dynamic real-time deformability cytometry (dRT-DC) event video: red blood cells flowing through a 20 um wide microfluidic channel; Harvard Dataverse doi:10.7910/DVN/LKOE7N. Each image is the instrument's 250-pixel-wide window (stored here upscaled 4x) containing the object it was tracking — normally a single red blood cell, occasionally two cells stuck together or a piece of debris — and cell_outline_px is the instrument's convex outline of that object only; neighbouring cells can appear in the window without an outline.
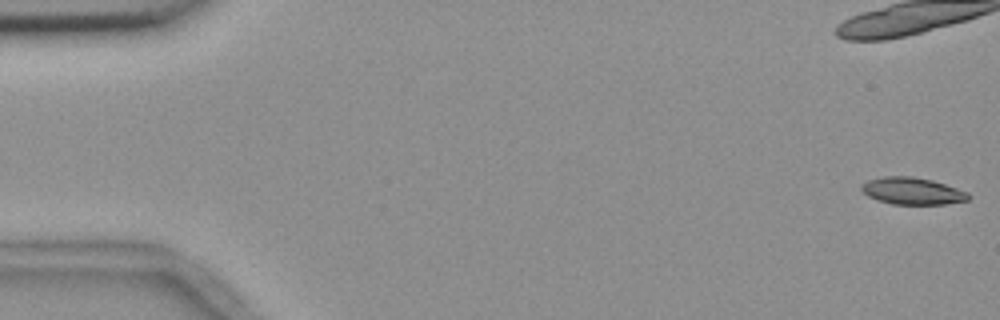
{"species": "common noctule bat (a hibernating species)", "species_latin": "Nyctalus noctula", "temperature_condition": "room temperature", "stored_images_in_passage": 14, "camera_frame_rate_fps": 3000, "um_per_image_px": 0.085, "animal": {"sex": "female", "body_mass_g": 18.4}, "frame": {"image": 1, "passage_image": 1, "time_ms": 0.0, "image_size_px": [1000, 320], "cell_outline_px": [[972, 196], [968, 200], [944, 204], [892, 204], [876, 200], [868, 196], [860, 188], [860, 184], [868, 180], [884, 176], [912, 176], [932, 180], [968, 192]], "centroid_in_image_um": [77.53, 16.23], "position_along_channel_um": 7.5, "area_um2": 16.88}}